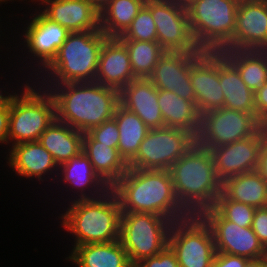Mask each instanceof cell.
I'll return each instance as SVG.
<instances>
[{
  "label": "cell",
  "mask_w": 267,
  "mask_h": 267,
  "mask_svg": "<svg viewBox=\"0 0 267 267\" xmlns=\"http://www.w3.org/2000/svg\"><path fill=\"white\" fill-rule=\"evenodd\" d=\"M110 189L120 203L121 212L152 213L172 222L190 216L176 197L168 170L128 168Z\"/></svg>",
  "instance_id": "1"
},
{
  "label": "cell",
  "mask_w": 267,
  "mask_h": 267,
  "mask_svg": "<svg viewBox=\"0 0 267 267\" xmlns=\"http://www.w3.org/2000/svg\"><path fill=\"white\" fill-rule=\"evenodd\" d=\"M41 86L54 97L56 119L83 134L113 118L120 104V91L96 81Z\"/></svg>",
  "instance_id": "2"
},
{
  "label": "cell",
  "mask_w": 267,
  "mask_h": 267,
  "mask_svg": "<svg viewBox=\"0 0 267 267\" xmlns=\"http://www.w3.org/2000/svg\"><path fill=\"white\" fill-rule=\"evenodd\" d=\"M69 202L58 218L63 229L74 235L73 247L119 240L121 207L111 189L95 199Z\"/></svg>",
  "instance_id": "3"
},
{
  "label": "cell",
  "mask_w": 267,
  "mask_h": 267,
  "mask_svg": "<svg viewBox=\"0 0 267 267\" xmlns=\"http://www.w3.org/2000/svg\"><path fill=\"white\" fill-rule=\"evenodd\" d=\"M108 37L99 30L70 32L52 63L36 79L39 85L92 82ZM46 77V78H45ZM47 79V80H46ZM49 82V83H48Z\"/></svg>",
  "instance_id": "4"
},
{
  "label": "cell",
  "mask_w": 267,
  "mask_h": 267,
  "mask_svg": "<svg viewBox=\"0 0 267 267\" xmlns=\"http://www.w3.org/2000/svg\"><path fill=\"white\" fill-rule=\"evenodd\" d=\"M168 171L176 197L190 215L213 208L222 191L213 160L184 154Z\"/></svg>",
  "instance_id": "5"
},
{
  "label": "cell",
  "mask_w": 267,
  "mask_h": 267,
  "mask_svg": "<svg viewBox=\"0 0 267 267\" xmlns=\"http://www.w3.org/2000/svg\"><path fill=\"white\" fill-rule=\"evenodd\" d=\"M19 94L10 96L8 145L39 141L41 134L56 119V104L52 94L41 85L25 81ZM36 88V89H35ZM38 88V89H37Z\"/></svg>",
  "instance_id": "6"
},
{
  "label": "cell",
  "mask_w": 267,
  "mask_h": 267,
  "mask_svg": "<svg viewBox=\"0 0 267 267\" xmlns=\"http://www.w3.org/2000/svg\"><path fill=\"white\" fill-rule=\"evenodd\" d=\"M172 223L157 214L121 212L119 241L133 266L168 246Z\"/></svg>",
  "instance_id": "7"
},
{
  "label": "cell",
  "mask_w": 267,
  "mask_h": 267,
  "mask_svg": "<svg viewBox=\"0 0 267 267\" xmlns=\"http://www.w3.org/2000/svg\"><path fill=\"white\" fill-rule=\"evenodd\" d=\"M168 246L180 267H211L216 255L212 231L200 215L173 222Z\"/></svg>",
  "instance_id": "8"
},
{
  "label": "cell",
  "mask_w": 267,
  "mask_h": 267,
  "mask_svg": "<svg viewBox=\"0 0 267 267\" xmlns=\"http://www.w3.org/2000/svg\"><path fill=\"white\" fill-rule=\"evenodd\" d=\"M238 4V0H195L186 7L190 28L214 51H221L232 40Z\"/></svg>",
  "instance_id": "9"
},
{
  "label": "cell",
  "mask_w": 267,
  "mask_h": 267,
  "mask_svg": "<svg viewBox=\"0 0 267 267\" xmlns=\"http://www.w3.org/2000/svg\"><path fill=\"white\" fill-rule=\"evenodd\" d=\"M184 154L181 130L164 126L149 130L127 165L131 169L168 170Z\"/></svg>",
  "instance_id": "10"
},
{
  "label": "cell",
  "mask_w": 267,
  "mask_h": 267,
  "mask_svg": "<svg viewBox=\"0 0 267 267\" xmlns=\"http://www.w3.org/2000/svg\"><path fill=\"white\" fill-rule=\"evenodd\" d=\"M200 216L209 225L216 252L243 256L256 259L266 255L252 227H241L236 223L225 220L214 208L203 211Z\"/></svg>",
  "instance_id": "11"
},
{
  "label": "cell",
  "mask_w": 267,
  "mask_h": 267,
  "mask_svg": "<svg viewBox=\"0 0 267 267\" xmlns=\"http://www.w3.org/2000/svg\"><path fill=\"white\" fill-rule=\"evenodd\" d=\"M31 14V22L24 28V48L27 54L38 64L37 73H41L52 63L58 50L69 35V31L59 23L51 21L41 11ZM38 13V14H37ZM27 28V29H26ZM40 70V71H39Z\"/></svg>",
  "instance_id": "12"
},
{
  "label": "cell",
  "mask_w": 267,
  "mask_h": 267,
  "mask_svg": "<svg viewBox=\"0 0 267 267\" xmlns=\"http://www.w3.org/2000/svg\"><path fill=\"white\" fill-rule=\"evenodd\" d=\"M222 50H267V0L239 2L232 40Z\"/></svg>",
  "instance_id": "13"
},
{
  "label": "cell",
  "mask_w": 267,
  "mask_h": 267,
  "mask_svg": "<svg viewBox=\"0 0 267 267\" xmlns=\"http://www.w3.org/2000/svg\"><path fill=\"white\" fill-rule=\"evenodd\" d=\"M39 2V10L51 21L59 23L69 32L100 29V14L88 0H31Z\"/></svg>",
  "instance_id": "14"
},
{
  "label": "cell",
  "mask_w": 267,
  "mask_h": 267,
  "mask_svg": "<svg viewBox=\"0 0 267 267\" xmlns=\"http://www.w3.org/2000/svg\"><path fill=\"white\" fill-rule=\"evenodd\" d=\"M261 143L257 134L219 146L214 160L218 178L223 182L232 176L257 170Z\"/></svg>",
  "instance_id": "15"
},
{
  "label": "cell",
  "mask_w": 267,
  "mask_h": 267,
  "mask_svg": "<svg viewBox=\"0 0 267 267\" xmlns=\"http://www.w3.org/2000/svg\"><path fill=\"white\" fill-rule=\"evenodd\" d=\"M134 79L127 47L118 37H108L102 45L95 81L121 91Z\"/></svg>",
  "instance_id": "16"
},
{
  "label": "cell",
  "mask_w": 267,
  "mask_h": 267,
  "mask_svg": "<svg viewBox=\"0 0 267 267\" xmlns=\"http://www.w3.org/2000/svg\"><path fill=\"white\" fill-rule=\"evenodd\" d=\"M8 150V166L21 178L26 177L29 180L35 177L38 181H44L45 175H52V173L56 174L53 176V181L57 178L59 166L39 141L19 143Z\"/></svg>",
  "instance_id": "17"
},
{
  "label": "cell",
  "mask_w": 267,
  "mask_h": 267,
  "mask_svg": "<svg viewBox=\"0 0 267 267\" xmlns=\"http://www.w3.org/2000/svg\"><path fill=\"white\" fill-rule=\"evenodd\" d=\"M208 131L219 146L257 135L256 114L222 107L204 113Z\"/></svg>",
  "instance_id": "18"
},
{
  "label": "cell",
  "mask_w": 267,
  "mask_h": 267,
  "mask_svg": "<svg viewBox=\"0 0 267 267\" xmlns=\"http://www.w3.org/2000/svg\"><path fill=\"white\" fill-rule=\"evenodd\" d=\"M57 176V180L61 176L59 179L60 182L67 183L66 188L69 186L73 190L77 189L76 192L72 190L74 197L76 196L75 193L77 194L79 192L77 194L78 196L71 201L95 199L103 196L110 190V187L94 171L90 160L83 151L78 156L62 163L58 168Z\"/></svg>",
  "instance_id": "19"
},
{
  "label": "cell",
  "mask_w": 267,
  "mask_h": 267,
  "mask_svg": "<svg viewBox=\"0 0 267 267\" xmlns=\"http://www.w3.org/2000/svg\"><path fill=\"white\" fill-rule=\"evenodd\" d=\"M190 81L199 113L223 107L224 95L219 81V51L191 67Z\"/></svg>",
  "instance_id": "20"
},
{
  "label": "cell",
  "mask_w": 267,
  "mask_h": 267,
  "mask_svg": "<svg viewBox=\"0 0 267 267\" xmlns=\"http://www.w3.org/2000/svg\"><path fill=\"white\" fill-rule=\"evenodd\" d=\"M120 104L134 112L149 129L164 127L158 89L148 78H136L120 91Z\"/></svg>",
  "instance_id": "21"
},
{
  "label": "cell",
  "mask_w": 267,
  "mask_h": 267,
  "mask_svg": "<svg viewBox=\"0 0 267 267\" xmlns=\"http://www.w3.org/2000/svg\"><path fill=\"white\" fill-rule=\"evenodd\" d=\"M157 29V42L164 46L177 42L190 28L187 9L170 0L145 1Z\"/></svg>",
  "instance_id": "22"
},
{
  "label": "cell",
  "mask_w": 267,
  "mask_h": 267,
  "mask_svg": "<svg viewBox=\"0 0 267 267\" xmlns=\"http://www.w3.org/2000/svg\"><path fill=\"white\" fill-rule=\"evenodd\" d=\"M219 81L224 95L223 107L256 114L255 93L243 82L237 68L219 51Z\"/></svg>",
  "instance_id": "23"
},
{
  "label": "cell",
  "mask_w": 267,
  "mask_h": 267,
  "mask_svg": "<svg viewBox=\"0 0 267 267\" xmlns=\"http://www.w3.org/2000/svg\"><path fill=\"white\" fill-rule=\"evenodd\" d=\"M66 259L76 267H134L119 240L72 247Z\"/></svg>",
  "instance_id": "24"
},
{
  "label": "cell",
  "mask_w": 267,
  "mask_h": 267,
  "mask_svg": "<svg viewBox=\"0 0 267 267\" xmlns=\"http://www.w3.org/2000/svg\"><path fill=\"white\" fill-rule=\"evenodd\" d=\"M84 134L55 119L41 134L39 142L60 166L82 152Z\"/></svg>",
  "instance_id": "25"
},
{
  "label": "cell",
  "mask_w": 267,
  "mask_h": 267,
  "mask_svg": "<svg viewBox=\"0 0 267 267\" xmlns=\"http://www.w3.org/2000/svg\"><path fill=\"white\" fill-rule=\"evenodd\" d=\"M82 151L90 160L94 171L110 188L128 169L117 148L95 141L88 133H84Z\"/></svg>",
  "instance_id": "26"
},
{
  "label": "cell",
  "mask_w": 267,
  "mask_h": 267,
  "mask_svg": "<svg viewBox=\"0 0 267 267\" xmlns=\"http://www.w3.org/2000/svg\"><path fill=\"white\" fill-rule=\"evenodd\" d=\"M221 193L227 199L255 208L267 207V182L257 170L225 179Z\"/></svg>",
  "instance_id": "27"
},
{
  "label": "cell",
  "mask_w": 267,
  "mask_h": 267,
  "mask_svg": "<svg viewBox=\"0 0 267 267\" xmlns=\"http://www.w3.org/2000/svg\"><path fill=\"white\" fill-rule=\"evenodd\" d=\"M190 72L191 67L178 64L162 56L148 79L158 90L174 92L179 97L196 104Z\"/></svg>",
  "instance_id": "28"
},
{
  "label": "cell",
  "mask_w": 267,
  "mask_h": 267,
  "mask_svg": "<svg viewBox=\"0 0 267 267\" xmlns=\"http://www.w3.org/2000/svg\"><path fill=\"white\" fill-rule=\"evenodd\" d=\"M254 93L267 82V50H221Z\"/></svg>",
  "instance_id": "29"
},
{
  "label": "cell",
  "mask_w": 267,
  "mask_h": 267,
  "mask_svg": "<svg viewBox=\"0 0 267 267\" xmlns=\"http://www.w3.org/2000/svg\"><path fill=\"white\" fill-rule=\"evenodd\" d=\"M214 52L202 36L192 28H189L177 42L162 46V56L165 59L187 67L196 66Z\"/></svg>",
  "instance_id": "30"
},
{
  "label": "cell",
  "mask_w": 267,
  "mask_h": 267,
  "mask_svg": "<svg viewBox=\"0 0 267 267\" xmlns=\"http://www.w3.org/2000/svg\"><path fill=\"white\" fill-rule=\"evenodd\" d=\"M119 129L118 153L128 163L137 153L139 145L149 132V128L134 113L118 105L113 117Z\"/></svg>",
  "instance_id": "31"
},
{
  "label": "cell",
  "mask_w": 267,
  "mask_h": 267,
  "mask_svg": "<svg viewBox=\"0 0 267 267\" xmlns=\"http://www.w3.org/2000/svg\"><path fill=\"white\" fill-rule=\"evenodd\" d=\"M185 154L197 155L215 160L219 145L208 131L207 117L198 113L181 129Z\"/></svg>",
  "instance_id": "32"
},
{
  "label": "cell",
  "mask_w": 267,
  "mask_h": 267,
  "mask_svg": "<svg viewBox=\"0 0 267 267\" xmlns=\"http://www.w3.org/2000/svg\"><path fill=\"white\" fill-rule=\"evenodd\" d=\"M144 4V0H113L100 13V30L107 37L121 36Z\"/></svg>",
  "instance_id": "33"
},
{
  "label": "cell",
  "mask_w": 267,
  "mask_h": 267,
  "mask_svg": "<svg viewBox=\"0 0 267 267\" xmlns=\"http://www.w3.org/2000/svg\"><path fill=\"white\" fill-rule=\"evenodd\" d=\"M158 105L164 125L170 128L181 129L199 113L195 103L165 90H158Z\"/></svg>",
  "instance_id": "34"
},
{
  "label": "cell",
  "mask_w": 267,
  "mask_h": 267,
  "mask_svg": "<svg viewBox=\"0 0 267 267\" xmlns=\"http://www.w3.org/2000/svg\"><path fill=\"white\" fill-rule=\"evenodd\" d=\"M127 47L132 72L136 78H149L158 60L162 46L158 42L122 41Z\"/></svg>",
  "instance_id": "35"
},
{
  "label": "cell",
  "mask_w": 267,
  "mask_h": 267,
  "mask_svg": "<svg viewBox=\"0 0 267 267\" xmlns=\"http://www.w3.org/2000/svg\"><path fill=\"white\" fill-rule=\"evenodd\" d=\"M121 41L157 42V29L150 9L144 4L131 25L118 37Z\"/></svg>",
  "instance_id": "36"
},
{
  "label": "cell",
  "mask_w": 267,
  "mask_h": 267,
  "mask_svg": "<svg viewBox=\"0 0 267 267\" xmlns=\"http://www.w3.org/2000/svg\"><path fill=\"white\" fill-rule=\"evenodd\" d=\"M213 208L225 219L241 227H251L256 208L227 199L222 193Z\"/></svg>",
  "instance_id": "37"
},
{
  "label": "cell",
  "mask_w": 267,
  "mask_h": 267,
  "mask_svg": "<svg viewBox=\"0 0 267 267\" xmlns=\"http://www.w3.org/2000/svg\"><path fill=\"white\" fill-rule=\"evenodd\" d=\"M95 141L108 145L112 148L118 147L119 129L114 118H111L101 125L92 128L87 132Z\"/></svg>",
  "instance_id": "38"
},
{
  "label": "cell",
  "mask_w": 267,
  "mask_h": 267,
  "mask_svg": "<svg viewBox=\"0 0 267 267\" xmlns=\"http://www.w3.org/2000/svg\"><path fill=\"white\" fill-rule=\"evenodd\" d=\"M134 267H180L175 253L167 246L156 256L143 259Z\"/></svg>",
  "instance_id": "39"
},
{
  "label": "cell",
  "mask_w": 267,
  "mask_h": 267,
  "mask_svg": "<svg viewBox=\"0 0 267 267\" xmlns=\"http://www.w3.org/2000/svg\"><path fill=\"white\" fill-rule=\"evenodd\" d=\"M251 227L263 247L267 250V207L256 208Z\"/></svg>",
  "instance_id": "40"
},
{
  "label": "cell",
  "mask_w": 267,
  "mask_h": 267,
  "mask_svg": "<svg viewBox=\"0 0 267 267\" xmlns=\"http://www.w3.org/2000/svg\"><path fill=\"white\" fill-rule=\"evenodd\" d=\"M248 258L216 252L211 267H244Z\"/></svg>",
  "instance_id": "41"
},
{
  "label": "cell",
  "mask_w": 267,
  "mask_h": 267,
  "mask_svg": "<svg viewBox=\"0 0 267 267\" xmlns=\"http://www.w3.org/2000/svg\"><path fill=\"white\" fill-rule=\"evenodd\" d=\"M10 98L0 107V143L8 145Z\"/></svg>",
  "instance_id": "42"
},
{
  "label": "cell",
  "mask_w": 267,
  "mask_h": 267,
  "mask_svg": "<svg viewBox=\"0 0 267 267\" xmlns=\"http://www.w3.org/2000/svg\"><path fill=\"white\" fill-rule=\"evenodd\" d=\"M256 117L267 114V82L255 92Z\"/></svg>",
  "instance_id": "43"
},
{
  "label": "cell",
  "mask_w": 267,
  "mask_h": 267,
  "mask_svg": "<svg viewBox=\"0 0 267 267\" xmlns=\"http://www.w3.org/2000/svg\"><path fill=\"white\" fill-rule=\"evenodd\" d=\"M257 171L261 177L267 182V141L262 140L259 152V164Z\"/></svg>",
  "instance_id": "44"
},
{
  "label": "cell",
  "mask_w": 267,
  "mask_h": 267,
  "mask_svg": "<svg viewBox=\"0 0 267 267\" xmlns=\"http://www.w3.org/2000/svg\"><path fill=\"white\" fill-rule=\"evenodd\" d=\"M257 133L261 140L267 141V114L258 117Z\"/></svg>",
  "instance_id": "45"
},
{
  "label": "cell",
  "mask_w": 267,
  "mask_h": 267,
  "mask_svg": "<svg viewBox=\"0 0 267 267\" xmlns=\"http://www.w3.org/2000/svg\"><path fill=\"white\" fill-rule=\"evenodd\" d=\"M113 0H88L92 7L100 14Z\"/></svg>",
  "instance_id": "46"
},
{
  "label": "cell",
  "mask_w": 267,
  "mask_h": 267,
  "mask_svg": "<svg viewBox=\"0 0 267 267\" xmlns=\"http://www.w3.org/2000/svg\"><path fill=\"white\" fill-rule=\"evenodd\" d=\"M244 267H262V257L256 259H248Z\"/></svg>",
  "instance_id": "47"
},
{
  "label": "cell",
  "mask_w": 267,
  "mask_h": 267,
  "mask_svg": "<svg viewBox=\"0 0 267 267\" xmlns=\"http://www.w3.org/2000/svg\"><path fill=\"white\" fill-rule=\"evenodd\" d=\"M5 92V94H3L2 92ZM0 90V107L3 106L10 98V96L12 95L9 92H6L5 90Z\"/></svg>",
  "instance_id": "48"
},
{
  "label": "cell",
  "mask_w": 267,
  "mask_h": 267,
  "mask_svg": "<svg viewBox=\"0 0 267 267\" xmlns=\"http://www.w3.org/2000/svg\"><path fill=\"white\" fill-rule=\"evenodd\" d=\"M175 2L177 5L183 6V7H188L193 1L195 0H170Z\"/></svg>",
  "instance_id": "49"
},
{
  "label": "cell",
  "mask_w": 267,
  "mask_h": 267,
  "mask_svg": "<svg viewBox=\"0 0 267 267\" xmlns=\"http://www.w3.org/2000/svg\"><path fill=\"white\" fill-rule=\"evenodd\" d=\"M262 267H267V253L262 257Z\"/></svg>",
  "instance_id": "50"
},
{
  "label": "cell",
  "mask_w": 267,
  "mask_h": 267,
  "mask_svg": "<svg viewBox=\"0 0 267 267\" xmlns=\"http://www.w3.org/2000/svg\"><path fill=\"white\" fill-rule=\"evenodd\" d=\"M9 0H0V4H2L3 2H8ZM10 1H14V0H10ZM23 1V0H21Z\"/></svg>",
  "instance_id": "51"
}]
</instances>
